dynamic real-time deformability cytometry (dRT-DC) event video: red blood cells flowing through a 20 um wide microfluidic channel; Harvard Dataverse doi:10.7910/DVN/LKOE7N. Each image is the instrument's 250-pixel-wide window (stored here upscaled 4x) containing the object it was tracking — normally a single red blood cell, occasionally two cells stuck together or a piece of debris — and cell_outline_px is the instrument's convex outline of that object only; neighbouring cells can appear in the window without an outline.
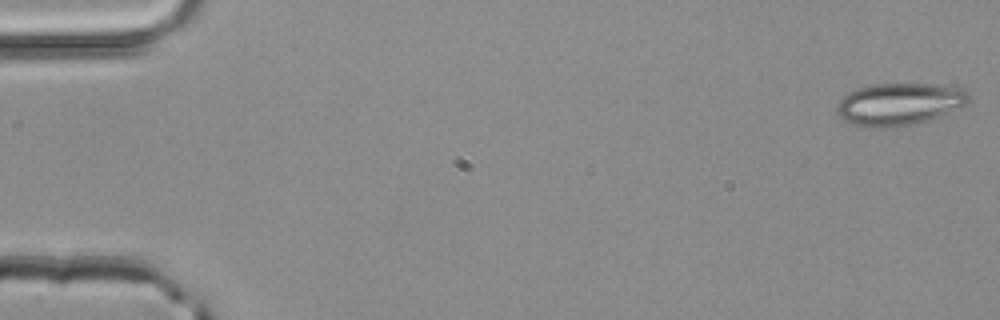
{"species": "common noctule bat (a hibernating species)", "species_latin": "Nyctalus noctula", "temperature_condition": "room temperature", "stored_images_in_passage": 50, "camera_frame_rate_fps": 3000, "um_per_image_px": 0.085, "animal": {"sex": "male", "body_mass_g": 20.4}, "frame": {"image": 1, "passage_image": 1, "time_ms": 0.0, "image_size_px": [1000, 320], "cell_outline_px": [[968, 100], [964, 104], [928, 120], [916, 124], [876, 128], [864, 128], [840, 116], [836, 112], [836, 104], [848, 92], [872, 84], [940, 84], [964, 88], [968, 92]], "centroid_in_image_um": [76.41, 8.83], "position_along_channel_um": 8.6, "area_um2": 32.08}}
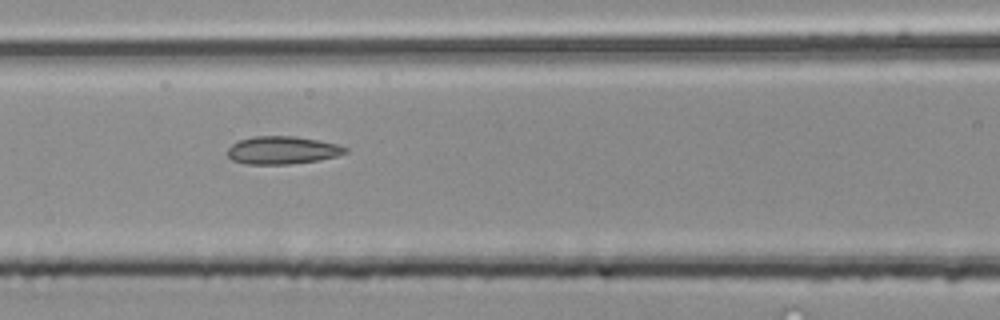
{"frame": {"image": 2, "passage_image": 22, "time_ms": 7.0, "image_size_px": [1000, 320], "cell_outline_px": [[348, 152], [336, 156], [316, 160], [292, 164], [248, 164], [232, 160], [228, 156], [228, 148], [232, 144], [240, 140], [252, 136], [292, 136], [320, 140], [336, 144], [348, 148]], "centroid_in_image_um": [24.0, 12.76], "position_along_channel_um": 142.6, "area_um2": 19.02}}
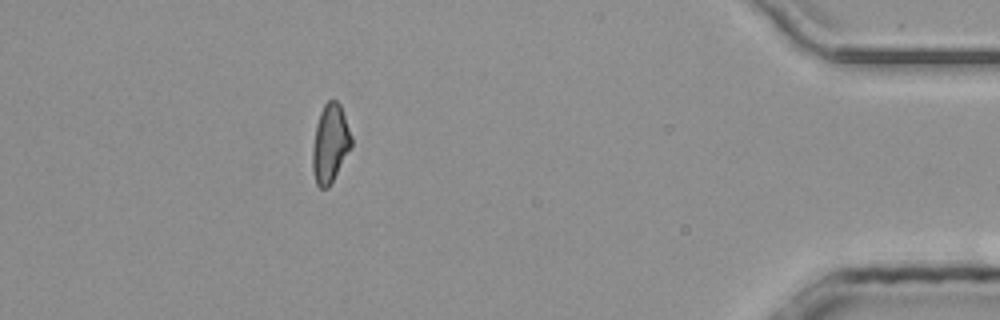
{"frame": {"image": 3, "passage_image": 45, "time_ms": 14.667, "image_size_px": [1000, 320], "cell_outline_px": [[352, 148], [328, 188], [320, 188], [316, 184], [312, 172], [312, 148], [316, 124], [320, 112], [324, 104], [328, 100], [336, 100], [340, 104], [352, 136]], "centroid_in_image_um": [28.06, 12.21], "position_along_channel_um": 407.1, "area_um2": 17.98}, "authors_computed_cell_mechanics": {"area_um2": 18.6116, "velocity_mm_per_s": 4.1515, "shape_relaxation_time_tau1_ms": null, "shape_relaxation_time_tau2_ms": 2.5676, "deformation_change_tau1": null, "deformation_change_tau2": 0.1208}}